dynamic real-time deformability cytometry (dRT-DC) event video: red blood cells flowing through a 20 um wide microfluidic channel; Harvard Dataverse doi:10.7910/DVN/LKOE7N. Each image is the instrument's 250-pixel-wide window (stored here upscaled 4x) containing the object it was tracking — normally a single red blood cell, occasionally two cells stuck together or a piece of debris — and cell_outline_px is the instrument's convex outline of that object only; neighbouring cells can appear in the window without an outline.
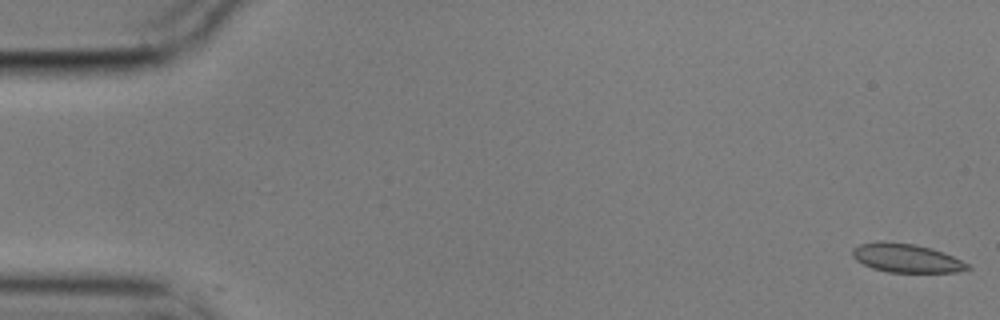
{"species": "common noctule bat (a hibernating species)", "species_latin": "Nyctalus noctula", "temperature_condition": "cold", "stored_images_in_passage": 56, "camera_frame_rate_fps": 3000, "um_per_image_px": 0.085, "animal": {"sex": "male", "body_mass_g": 17.9}, "frame": {"image": 1, "passage_image": 1, "time_ms": 0.0, "image_size_px": [1000, 320], "cell_outline_px": [[972, 268], [956, 272], [888, 272], [872, 268], [856, 260], [852, 256], [852, 248], [860, 244], [880, 240], [884, 240], [916, 244], [932, 248], [944, 252], [968, 264]], "centroid_in_image_um": [77.01, 21.92], "position_along_channel_um": 8.0, "area_um2": 19.42}}
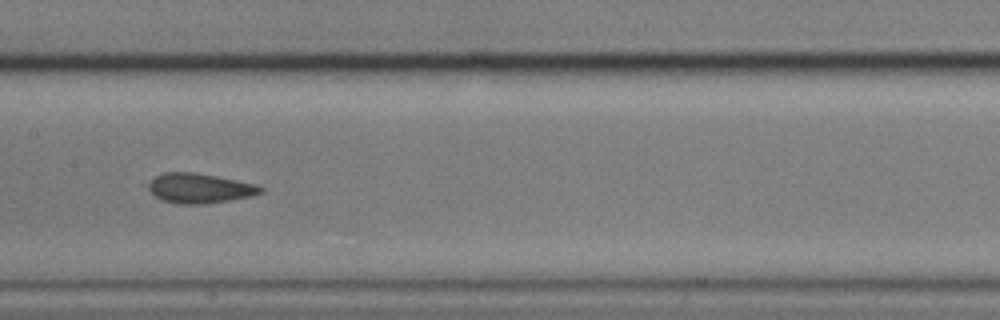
{"frame": {"image": 2, "passage_image": 28, "time_ms": 9.0, "image_size_px": [1000, 320], "cell_outline_px": [[264, 192], [252, 196], [204, 204], [180, 204], [160, 200], [140, 184], [164, 172], [192, 172], [216, 176], [256, 184], [264, 188]], "centroid_in_image_um": [16.87, 16.0], "position_along_channel_um": 190.5, "area_um2": 19.88}}
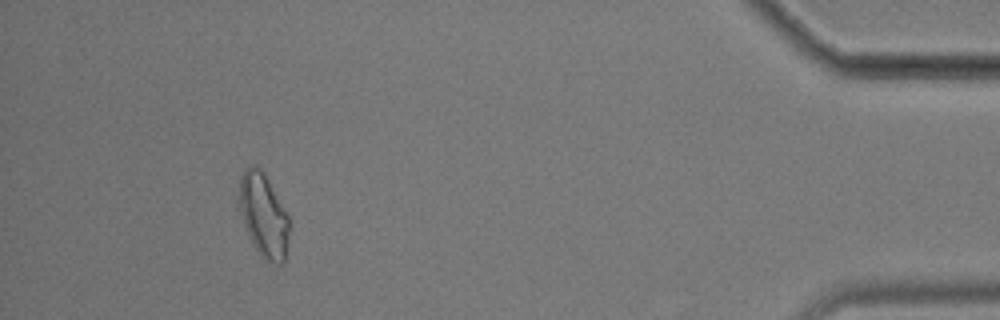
{"frame": {"image": 3, "passage_image": 52, "time_ms": 17.0, "image_size_px": [1000, 320], "cell_outline_px": [[292, 220], [284, 264], [268, 264], [260, 256], [252, 244], [236, 208], [236, 200], [240, 176], [244, 168], [252, 164], [256, 164], [264, 172]], "centroid_in_image_um": [22.38, 18.3], "position_along_channel_um": 412.8, "area_um2": 26.01}}